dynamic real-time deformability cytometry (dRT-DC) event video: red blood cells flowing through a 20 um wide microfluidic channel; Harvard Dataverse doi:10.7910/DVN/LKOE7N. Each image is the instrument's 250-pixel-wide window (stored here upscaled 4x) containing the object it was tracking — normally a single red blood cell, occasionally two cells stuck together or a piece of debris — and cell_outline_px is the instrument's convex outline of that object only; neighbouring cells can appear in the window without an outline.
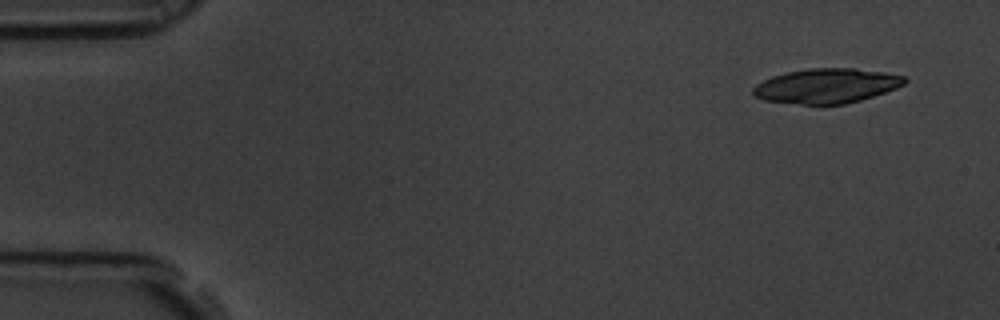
{"species": "common noctule bat (a hibernating species)", "species_latin": "Nyctalus noctula", "temperature_condition": "room temperature", "stored_images_in_passage": 4, "camera_frame_rate_fps": 3000, "um_per_image_px": 0.085, "animal": {"sex": "male", "body_mass_g": 19.5, "forearm_length_mm": 54.6}, "frame": {"image": 1, "passage_image": 1, "time_ms": 0.0, "image_size_px": [1000, 320], "cell_outline_px": [[908, 80], [904, 84], [896, 88], [860, 100], [844, 104], [800, 104], [764, 100], [756, 96], [752, 92], [752, 88], [756, 84], [772, 76], [788, 72], [808, 68], [856, 68], [884, 72], [904, 76]], "centroid_in_image_um": [70.26, 7.29], "position_along_channel_um": 14.7, "area_um2": 30.46}}